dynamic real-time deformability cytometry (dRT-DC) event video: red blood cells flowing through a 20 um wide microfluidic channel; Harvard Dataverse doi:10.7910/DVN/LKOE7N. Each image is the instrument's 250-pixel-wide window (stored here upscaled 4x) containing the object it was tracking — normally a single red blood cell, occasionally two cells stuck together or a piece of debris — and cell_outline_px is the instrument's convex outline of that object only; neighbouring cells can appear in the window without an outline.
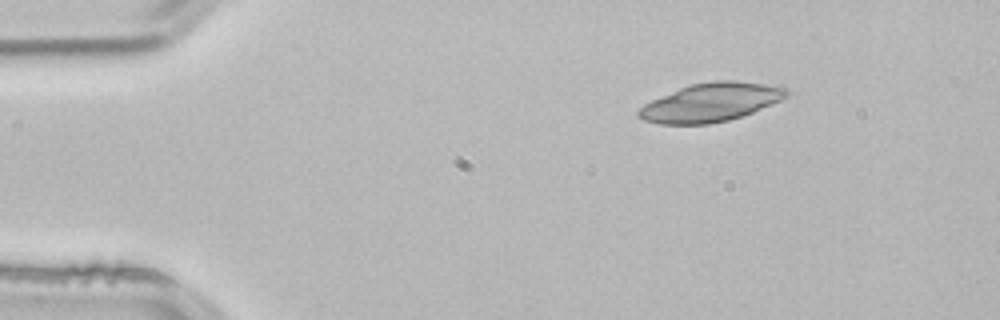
{"species": "common noctule bat (a hibernating species)", "species_latin": "Nyctalus noctula", "temperature_condition": "room temperature", "stored_images_in_passage": 5, "segment_of_instrument_passage": [2, 2], "camera_frame_rate_fps": 3000, "um_per_image_px": 0.085, "animal": {"sex": "male", "body_mass_g": 21.5, "forearm_length_mm": 52.0}, "frame": {"image": 1, "passage_image": 5, "time_ms": 1.333, "image_size_px": [1000, 320], "cell_outline_px": [[788, 96], [772, 104], [752, 112], [728, 120], [708, 124], [660, 124], [644, 120], [636, 116], [636, 112], [644, 104], [652, 100], [680, 88], [692, 84], [712, 80], [736, 80], [764, 84], [788, 88]], "centroid_in_image_um": [60.4, 8.7], "position_along_channel_um": 24.6, "area_um2": 33.0}}